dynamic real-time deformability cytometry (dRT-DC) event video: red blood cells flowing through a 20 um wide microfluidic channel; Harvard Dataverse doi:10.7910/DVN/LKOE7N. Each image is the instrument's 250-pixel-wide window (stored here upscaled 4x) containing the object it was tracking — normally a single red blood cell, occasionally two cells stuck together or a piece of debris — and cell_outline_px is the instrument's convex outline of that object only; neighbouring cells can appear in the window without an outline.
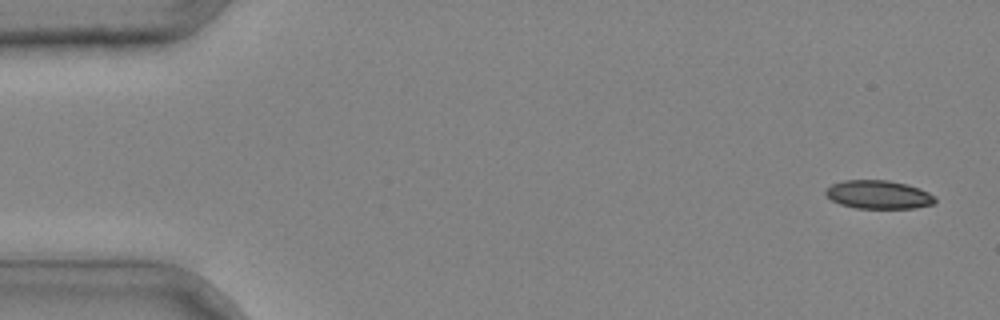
{"species": "common noctule bat (a hibernating species)", "species_latin": "Nyctalus noctula", "temperature_condition": "cold", "stored_images_in_passage": 42, "camera_frame_rate_fps": 3000, "um_per_image_px": 0.085, "animal": {"sex": "male", "body_mass_g": 20.4}, "frame": {"image": 1, "passage_image": 2, "time_ms": 0.333, "image_size_px": [1000, 320], "cell_outline_px": [[936, 204], [916, 208], [856, 208], [840, 204], [832, 200], [824, 192], [832, 184], [844, 180], [888, 180], [908, 184], [920, 188], [936, 196]], "centroid_in_image_um": [74.73, 16.54], "position_along_channel_um": 10.3, "area_um2": 18.26}}
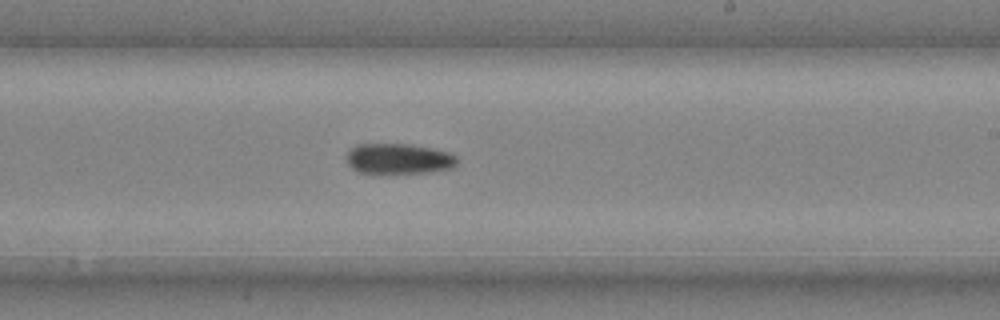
{"frame": {"image": 2, "passage_image": 26, "time_ms": 8.333, "image_size_px": [1000, 320], "cell_outline_px": [[456, 164], [452, 168], [428, 172], [356, 172], [348, 164], [344, 156], [356, 144], [408, 144], [432, 148], [448, 152], [456, 156]], "centroid_in_image_um": [33.85, 13.48], "position_along_channel_um": 255.2, "area_um2": 19.42}}
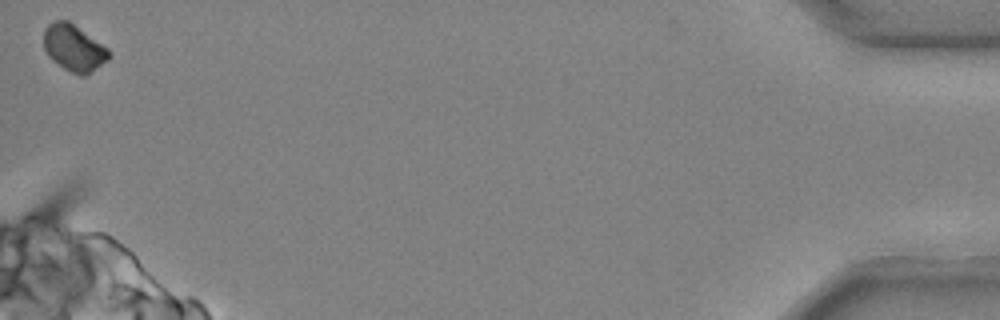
{"frame": {"image": 3, "passage_image": 42, "time_ms": 13.667, "image_size_px": [1000, 320], "cell_outline_px": [[108, 60], [84, 76], [72, 72], [64, 68], [52, 60], [48, 56], [44, 48], [44, 28], [48, 24], [56, 20], [68, 20], [108, 48]], "centroid_in_image_um": [6.25, 4.05], "position_along_channel_um": 429.0, "area_um2": 17.4}}